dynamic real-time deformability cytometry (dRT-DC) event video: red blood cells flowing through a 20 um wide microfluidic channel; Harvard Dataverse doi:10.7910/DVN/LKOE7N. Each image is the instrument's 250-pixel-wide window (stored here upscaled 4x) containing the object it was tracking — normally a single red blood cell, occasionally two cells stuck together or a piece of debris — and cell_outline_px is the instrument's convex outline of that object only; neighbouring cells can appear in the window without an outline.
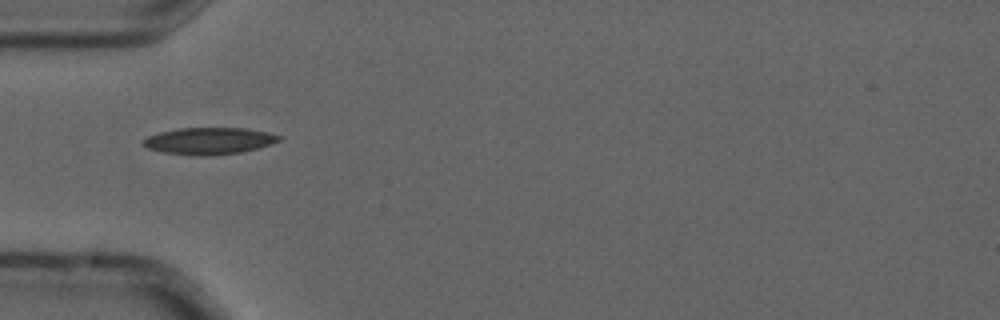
{"species": "common noctule bat (a hibernating species)", "species_latin": "Nyctalus noctula", "temperature_condition": "cold", "stored_images_in_passage": 10, "camera_frame_rate_fps": 3000, "um_per_image_px": 0.085, "animal": {"sex": "male", "forearm_length_mm": 52.5}, "frame": {"image": 1, "passage_image": 4, "time_ms": 1.0, "image_size_px": [1000, 320], "cell_outline_px": [[280, 140], [260, 148], [240, 152], [204, 156], [196, 156], [160, 152], [148, 148], [140, 144], [140, 140], [148, 136], [160, 132], [180, 128], [244, 128], [268, 132], [280, 136]], "centroid_in_image_um": [17.71, 11.98], "position_along_channel_um": 67.3, "area_um2": 21.33}}
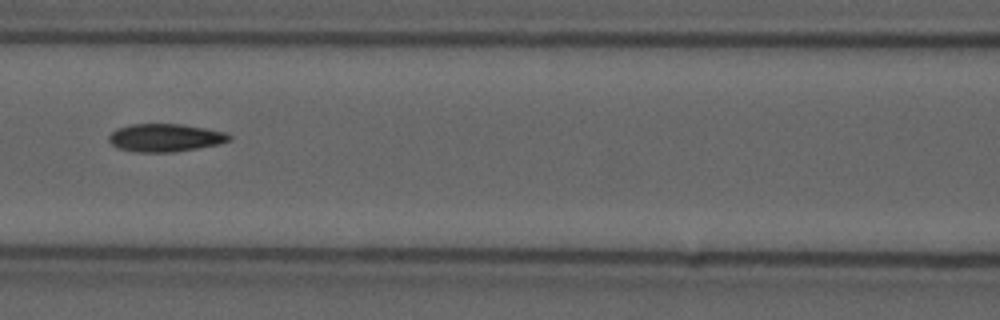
{"frame": {"image": 2, "passage_image": 6, "time_ms": 1.667, "image_size_px": [1000, 320], "cell_outline_px": [[232, 140], [220, 144], [176, 152], [136, 152], [116, 148], [108, 140], [108, 136], [116, 128], [132, 124], [180, 124], [204, 128], [224, 132], [232, 136]], "centroid_in_image_um": [14.03, 11.71], "position_along_channel_um": 152.6, "area_um2": 19.71}}
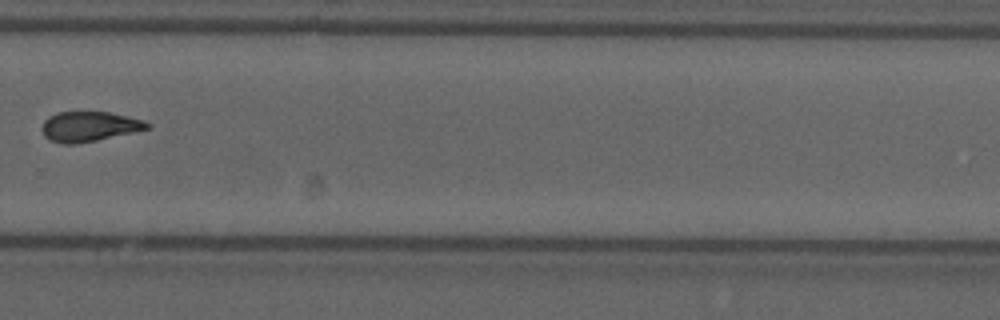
{"frame": {"image": 3, "passage_image": 10, "time_ms": 3.0, "image_size_px": [1000, 320], "cell_outline_px": [[152, 128], [136, 132], [76, 144], [60, 144], [48, 140], [44, 136], [44, 120], [48, 116], [60, 112], [108, 112], [128, 116], [144, 120], [152, 124]], "centroid_in_image_um": [7.64, 10.76], "position_along_channel_um": 322.2, "area_um2": 18.5}}